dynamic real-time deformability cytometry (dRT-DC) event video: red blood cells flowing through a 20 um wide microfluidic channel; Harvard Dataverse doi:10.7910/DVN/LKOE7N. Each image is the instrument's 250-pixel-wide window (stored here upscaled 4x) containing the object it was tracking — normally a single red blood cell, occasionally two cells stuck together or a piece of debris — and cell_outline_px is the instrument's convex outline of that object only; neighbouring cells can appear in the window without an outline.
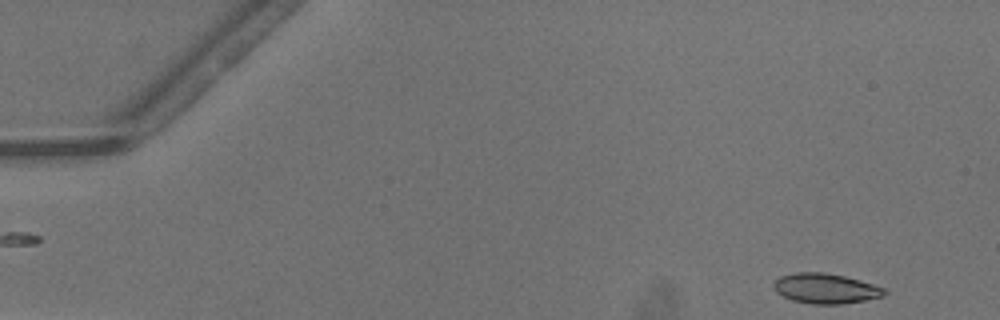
{"species": "common noctule bat (a hibernating species)", "species_latin": "Nyctalus noctula", "temperature_condition": "warm", "stored_images_in_passage": 3, "camera_frame_rate_fps": 3000, "um_per_image_px": 0.085, "animal": {"sex": "male", "body_mass_g": 13.3}, "frame": {"image": 1, "passage_image": 3, "time_ms": 0.667, "image_size_px": [1000, 320], "cell_outline_px": [[888, 292], [884, 296], [844, 304], [812, 304], [792, 300], [776, 292], [772, 288], [772, 284], [780, 276], [796, 272], [824, 272], [844, 276], [860, 280], [884, 288]], "centroid_in_image_um": [70.16, 24.52], "position_along_channel_um": 14.8, "area_um2": 19.48}}